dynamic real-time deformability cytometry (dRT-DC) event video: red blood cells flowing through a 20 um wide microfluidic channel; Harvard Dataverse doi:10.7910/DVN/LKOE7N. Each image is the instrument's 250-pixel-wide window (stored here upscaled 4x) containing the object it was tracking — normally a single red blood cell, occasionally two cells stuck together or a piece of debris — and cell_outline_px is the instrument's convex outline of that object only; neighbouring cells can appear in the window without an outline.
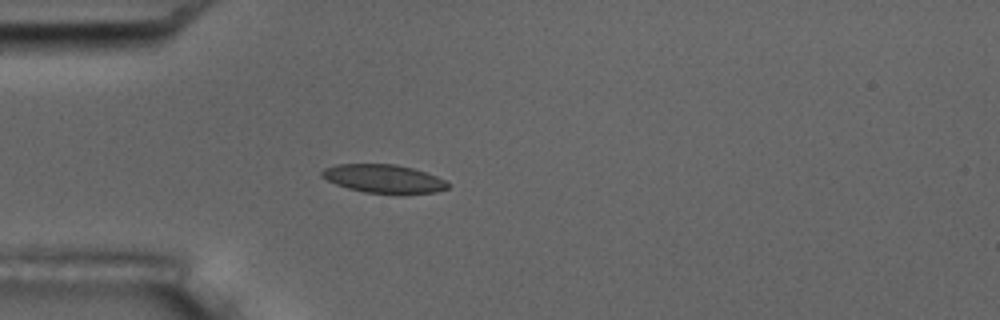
{"species": "common noctule bat (a hibernating species)", "species_latin": "Nyctalus noctula", "temperature_condition": "room temperature", "stored_images_in_passage": 5, "camera_frame_rate_fps": 3000, "um_per_image_px": 0.085, "animal": {"sex": "male", "body_mass_g": 17.5, "forearm_length_mm": 52.3}, "frame": {"image": 1, "passage_image": 5, "time_ms": 5.333, "image_size_px": [1000, 320], "cell_outline_px": [[448, 188], [436, 192], [364, 192], [348, 188], [336, 184], [320, 176], [320, 172], [324, 168], [336, 164], [396, 164], [412, 168], [436, 176], [444, 180], [448, 184]], "centroid_in_image_um": [32.54, 15.16], "position_along_channel_um": 52.5, "area_um2": 20.29}}